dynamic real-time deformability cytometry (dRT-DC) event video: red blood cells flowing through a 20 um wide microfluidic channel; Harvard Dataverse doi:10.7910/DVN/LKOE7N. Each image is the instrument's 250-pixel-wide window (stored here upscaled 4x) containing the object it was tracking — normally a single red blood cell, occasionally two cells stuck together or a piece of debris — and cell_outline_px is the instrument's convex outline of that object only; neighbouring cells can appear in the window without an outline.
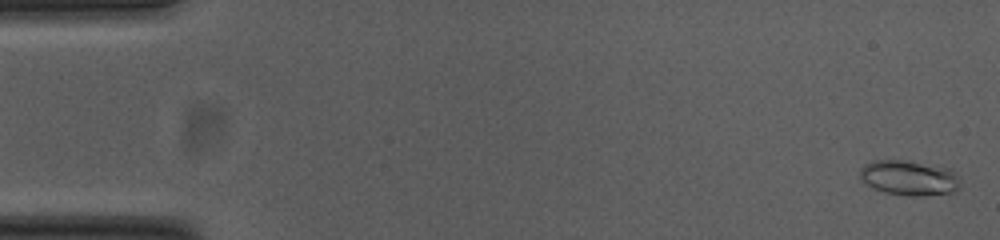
{"species": "common noctule bat (a hibernating species)", "species_latin": "Nyctalus noctula", "temperature_condition": "cold", "stored_images_in_passage": 54, "camera_frame_rate_fps": 3000, "um_per_image_px": 0.085, "animal": {"sex": "female", "body_mass_g": 23.0, "forearm_length_mm": 53.4}, "frame": {"image": 1, "passage_image": 2, "time_ms": 0.333, "image_size_px": [1000, 240], "cell_outline_px": [[960, 188], [956, 192], [924, 196], [908, 196], [884, 192], [872, 188], [860, 180], [860, 168], [864, 164], [872, 160], [904, 160], [952, 168], [960, 176]], "centroid_in_image_um": [77.31, 15.12], "position_along_channel_um": 7.7, "area_um2": 21.1}}
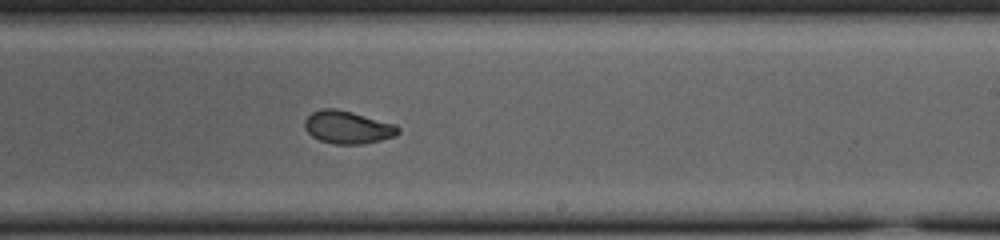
{"frame": {"image": 2, "passage_image": 33, "time_ms": 10.667, "image_size_px": [1000, 240], "cell_outline_px": [[400, 132], [396, 136], [364, 144], [336, 144], [320, 140], [312, 136], [304, 128], [304, 120], [312, 112], [320, 108], [336, 108], [352, 112], [396, 124], [400, 128]], "centroid_in_image_um": [29.56, 10.81], "position_along_channel_um": 259.4, "area_um2": 17.98}}
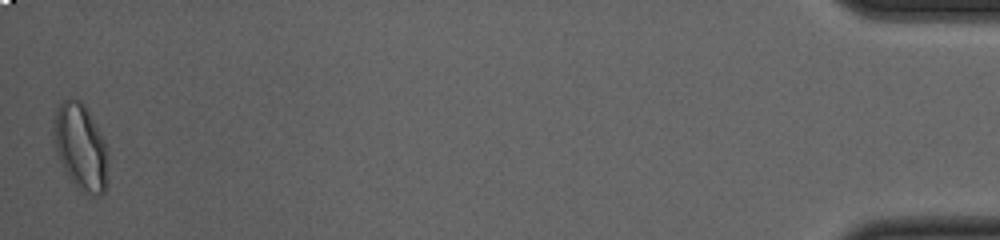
{"frame": {"image": 3, "passage_image": 54, "time_ms": 17.667, "image_size_px": [1000, 240], "cell_outline_px": [[108, 180], [104, 192], [100, 196], [92, 196], [84, 192], [68, 176], [56, 152], [52, 132], [52, 124], [56, 108], [64, 100], [80, 100], [84, 104], [100, 132], [104, 140], [108, 156]], "centroid_in_image_um": [6.86, 12.51], "position_along_channel_um": 428.3, "area_um2": 27.4}, "authors_computed_cell_mechanics": {"area_um2": 18.3515, "velocity_mm_per_s": 3.7786, "shape_relaxation_time_tau1_ms": 8.5477, "shape_relaxation_time_tau2_ms": 1.2715, "deformation_change_tau1": 0.19, "deformation_change_tau2": 0.0545}}